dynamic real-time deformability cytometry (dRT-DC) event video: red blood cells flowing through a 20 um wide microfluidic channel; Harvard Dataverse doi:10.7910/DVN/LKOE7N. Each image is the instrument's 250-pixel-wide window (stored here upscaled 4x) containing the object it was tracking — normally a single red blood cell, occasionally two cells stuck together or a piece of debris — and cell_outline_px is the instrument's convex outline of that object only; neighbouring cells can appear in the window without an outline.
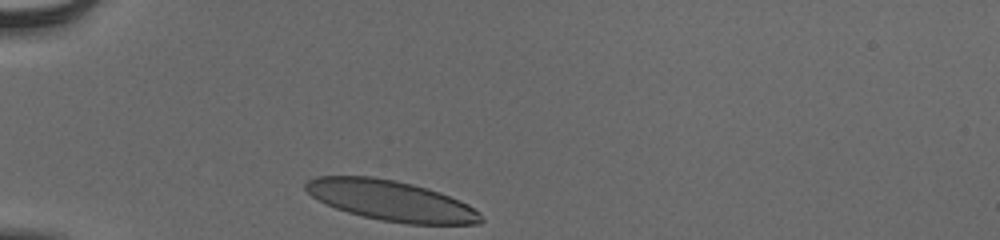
{"species": "human", "species_latin": "Homo sapiens", "temperature_condition": "cold", "stored_images_in_passage": 30, "camera_frame_rate_fps": 3000, "um_per_image_px": 0.085, "donor": {"sex": "male"}, "frame": {"image": 1, "passage_image": 1, "time_ms": 0.0, "image_size_px": [1000, 240], "cell_outline_px": [[484, 220], [480, 224], [408, 224], [380, 220], [348, 212], [336, 208], [312, 196], [304, 188], [304, 184], [308, 180], [316, 176], [372, 176], [412, 184], [428, 188], [440, 192], [460, 200], [468, 204], [480, 212]], "centroid_in_image_um": [33.28, 17.05], "position_along_channel_um": 51.7, "area_um2": 41.1}}
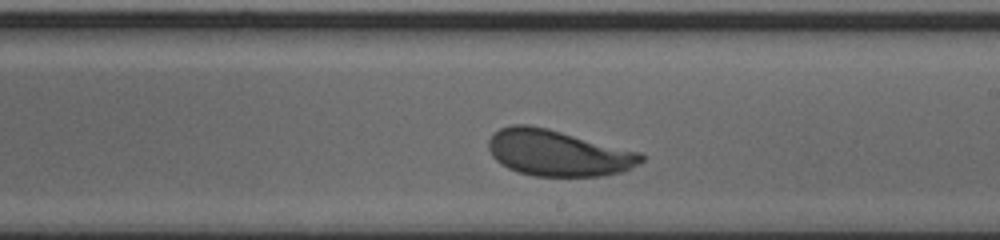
{"frame": {"image": 2, "passage_image": 18, "time_ms": 5.667, "image_size_px": [1000, 240], "cell_outline_px": [[644, 160], [624, 172], [604, 176], [532, 176], [508, 168], [500, 164], [492, 156], [488, 148], [488, 140], [492, 132], [500, 128], [512, 124], [528, 124], [548, 128], [640, 152], [644, 156]], "centroid_in_image_um": [47.4, 13.0], "position_along_channel_um": 241.6, "area_um2": 41.33}}
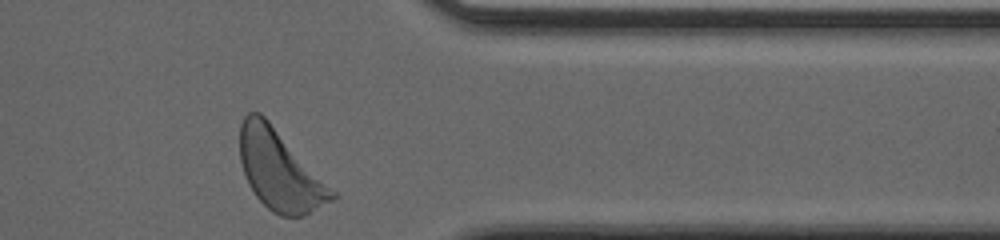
{"frame": {"image": 3, "passage_image": 30, "time_ms": 9.667, "image_size_px": [1000, 240], "cell_outline_px": [[336, 196], [332, 200], [300, 216], [280, 216], [272, 212], [256, 196], [248, 184], [240, 160], [240, 124], [244, 116], [248, 112], [260, 112], [268, 120], [336, 192]], "centroid_in_image_um": [23.74, 14.46], "position_along_channel_um": 387.7, "area_um2": 42.08}, "authors_computed_cell_mechanics": {"area_um2": 41.038, "velocity_mm_per_s": 3.8119, "shape_relaxation_time_tau1_ms": 1.9101, "shape_relaxation_time_tau2_ms": null, "deformation_change_tau1": 0.1253, "deformation_change_tau2": null}}